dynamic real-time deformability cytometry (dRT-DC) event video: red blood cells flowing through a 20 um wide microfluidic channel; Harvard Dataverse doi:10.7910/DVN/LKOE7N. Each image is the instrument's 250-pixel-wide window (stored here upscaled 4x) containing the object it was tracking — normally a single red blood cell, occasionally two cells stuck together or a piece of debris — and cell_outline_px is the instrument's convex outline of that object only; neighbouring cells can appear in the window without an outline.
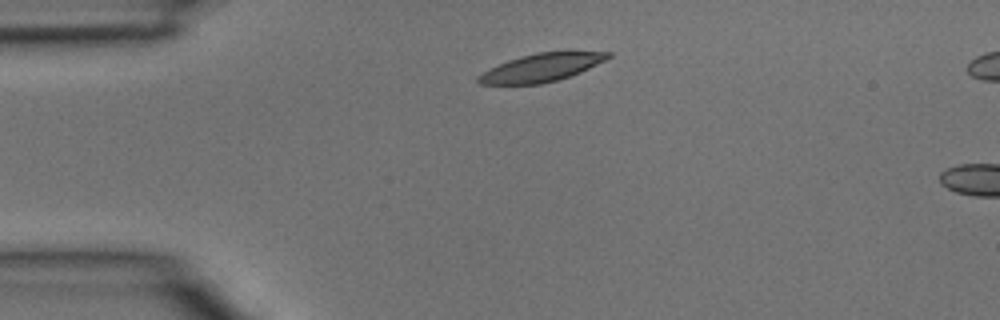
{"species": "common noctule bat (a hibernating species)", "species_latin": "Nyctalus noctula", "temperature_condition": "room temperature", "stored_images_in_passage": 2, "camera_frame_rate_fps": 3000, "um_per_image_px": 0.085, "animal": {"sex": "male", "body_mass_g": 15.6}, "frame": {"image": 1, "passage_image": 1, "time_ms": 0.0, "image_size_px": [1000, 320], "cell_outline_px": [[612, 56], [580, 72], [556, 80], [540, 84], [480, 84], [476, 80], [476, 76], [508, 60], [520, 56], [536, 52], [612, 52]], "centroid_in_image_um": [45.99, 5.75], "position_along_channel_um": 39.0, "area_um2": 20.69}}